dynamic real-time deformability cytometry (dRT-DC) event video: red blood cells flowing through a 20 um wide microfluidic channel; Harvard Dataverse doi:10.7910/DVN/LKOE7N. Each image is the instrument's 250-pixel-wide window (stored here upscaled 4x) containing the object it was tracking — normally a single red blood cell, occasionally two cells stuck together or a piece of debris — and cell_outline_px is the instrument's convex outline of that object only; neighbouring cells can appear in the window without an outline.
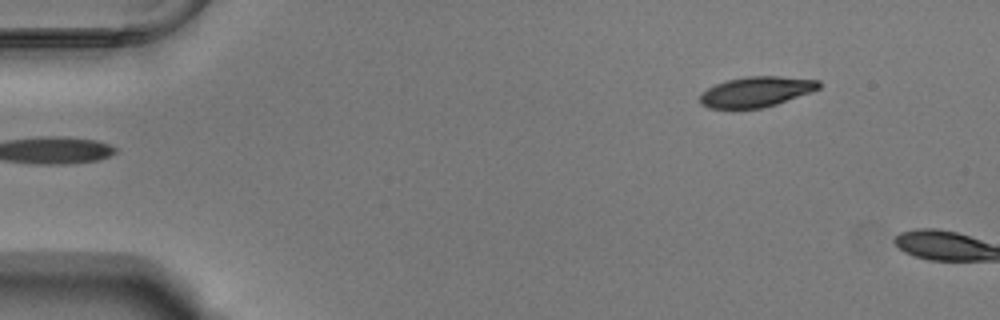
{"species": "Egyptian fruit bat (a non-hibernating species)", "species_latin": "Rousettus aegyptiacus", "temperature_condition": "warm", "stored_images_in_passage": 3, "camera_frame_rate_fps": 3000, "um_per_image_px": 0.085, "animal": {"sex": "male"}, "frame": {"image": 1, "passage_image": 1, "time_ms": 0.0, "image_size_px": [1000, 320], "cell_outline_px": [[820, 88], [812, 92], [776, 104], [760, 108], [708, 108], [700, 104], [700, 96], [708, 88], [716, 84], [728, 80], [748, 76], [780, 76], [820, 80]], "centroid_in_image_um": [64.31, 7.79], "position_along_channel_um": 20.7, "area_um2": 20.87}}